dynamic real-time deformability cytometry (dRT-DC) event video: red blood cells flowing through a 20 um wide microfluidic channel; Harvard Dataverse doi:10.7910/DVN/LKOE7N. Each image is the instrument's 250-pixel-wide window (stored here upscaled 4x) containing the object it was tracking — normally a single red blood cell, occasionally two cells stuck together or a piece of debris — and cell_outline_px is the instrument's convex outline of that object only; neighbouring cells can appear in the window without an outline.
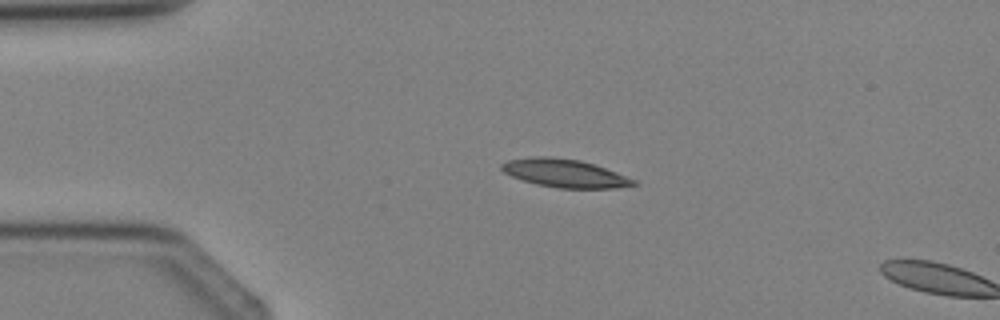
{"species": "Egyptian fruit bat (a non-hibernating species)", "species_latin": "Rousettus aegyptiacus", "temperature_condition": "cold", "stored_images_in_passage": 2, "camera_frame_rate_fps": 3000, "um_per_image_px": 0.085, "animal": {"sex": "female"}, "frame": {"image": 1, "passage_image": 1, "time_ms": 0.0, "image_size_px": [1000, 320], "cell_outline_px": [[640, 184], [616, 188], [560, 188], [536, 184], [512, 176], [504, 172], [500, 168], [500, 164], [508, 160], [532, 156], [548, 156], [580, 160], [616, 172], [636, 180]], "centroid_in_image_um": [48.0, 14.72], "position_along_channel_um": 37.0, "area_um2": 21.56}}